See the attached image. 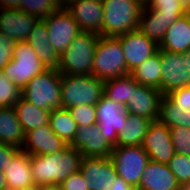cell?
<instances>
[{
    "mask_svg": "<svg viewBox=\"0 0 190 190\" xmlns=\"http://www.w3.org/2000/svg\"><path fill=\"white\" fill-rule=\"evenodd\" d=\"M82 157V154L70 145L57 153L30 155L34 184L59 186L67 177L80 170Z\"/></svg>",
    "mask_w": 190,
    "mask_h": 190,
    "instance_id": "cell-1",
    "label": "cell"
},
{
    "mask_svg": "<svg viewBox=\"0 0 190 190\" xmlns=\"http://www.w3.org/2000/svg\"><path fill=\"white\" fill-rule=\"evenodd\" d=\"M103 22L100 36L117 37L138 29L141 0H103Z\"/></svg>",
    "mask_w": 190,
    "mask_h": 190,
    "instance_id": "cell-2",
    "label": "cell"
},
{
    "mask_svg": "<svg viewBox=\"0 0 190 190\" xmlns=\"http://www.w3.org/2000/svg\"><path fill=\"white\" fill-rule=\"evenodd\" d=\"M99 34L82 31L60 55L57 67L61 75H92L94 52Z\"/></svg>",
    "mask_w": 190,
    "mask_h": 190,
    "instance_id": "cell-3",
    "label": "cell"
},
{
    "mask_svg": "<svg viewBox=\"0 0 190 190\" xmlns=\"http://www.w3.org/2000/svg\"><path fill=\"white\" fill-rule=\"evenodd\" d=\"M104 83L94 75H61L62 107L96 105L104 94Z\"/></svg>",
    "mask_w": 190,
    "mask_h": 190,
    "instance_id": "cell-4",
    "label": "cell"
},
{
    "mask_svg": "<svg viewBox=\"0 0 190 190\" xmlns=\"http://www.w3.org/2000/svg\"><path fill=\"white\" fill-rule=\"evenodd\" d=\"M61 94V74L54 68L36 75L21 90L23 99L46 111L62 107Z\"/></svg>",
    "mask_w": 190,
    "mask_h": 190,
    "instance_id": "cell-5",
    "label": "cell"
},
{
    "mask_svg": "<svg viewBox=\"0 0 190 190\" xmlns=\"http://www.w3.org/2000/svg\"><path fill=\"white\" fill-rule=\"evenodd\" d=\"M128 74L120 40L117 37L99 36L94 52L92 75L107 81Z\"/></svg>",
    "mask_w": 190,
    "mask_h": 190,
    "instance_id": "cell-6",
    "label": "cell"
},
{
    "mask_svg": "<svg viewBox=\"0 0 190 190\" xmlns=\"http://www.w3.org/2000/svg\"><path fill=\"white\" fill-rule=\"evenodd\" d=\"M47 69L31 46L26 41H20L15 42L12 59L2 71L22 90L36 75Z\"/></svg>",
    "mask_w": 190,
    "mask_h": 190,
    "instance_id": "cell-7",
    "label": "cell"
},
{
    "mask_svg": "<svg viewBox=\"0 0 190 190\" xmlns=\"http://www.w3.org/2000/svg\"><path fill=\"white\" fill-rule=\"evenodd\" d=\"M110 159L118 176L135 188L138 187L146 165L150 161L141 145L116 146L112 150Z\"/></svg>",
    "mask_w": 190,
    "mask_h": 190,
    "instance_id": "cell-8",
    "label": "cell"
},
{
    "mask_svg": "<svg viewBox=\"0 0 190 190\" xmlns=\"http://www.w3.org/2000/svg\"><path fill=\"white\" fill-rule=\"evenodd\" d=\"M161 59V93L170 92L190 86V75L187 53H176L160 50Z\"/></svg>",
    "mask_w": 190,
    "mask_h": 190,
    "instance_id": "cell-9",
    "label": "cell"
},
{
    "mask_svg": "<svg viewBox=\"0 0 190 190\" xmlns=\"http://www.w3.org/2000/svg\"><path fill=\"white\" fill-rule=\"evenodd\" d=\"M43 20L48 30L51 45L59 55L82 32L78 23L64 6H61L56 12L50 14Z\"/></svg>",
    "mask_w": 190,
    "mask_h": 190,
    "instance_id": "cell-10",
    "label": "cell"
},
{
    "mask_svg": "<svg viewBox=\"0 0 190 190\" xmlns=\"http://www.w3.org/2000/svg\"><path fill=\"white\" fill-rule=\"evenodd\" d=\"M96 112L97 126L100 132L113 148L116 147L117 134L123 131L128 117V113L124 110V106L103 95L96 104Z\"/></svg>",
    "mask_w": 190,
    "mask_h": 190,
    "instance_id": "cell-11",
    "label": "cell"
},
{
    "mask_svg": "<svg viewBox=\"0 0 190 190\" xmlns=\"http://www.w3.org/2000/svg\"><path fill=\"white\" fill-rule=\"evenodd\" d=\"M80 171L88 190H110L118 177L110 157H82Z\"/></svg>",
    "mask_w": 190,
    "mask_h": 190,
    "instance_id": "cell-12",
    "label": "cell"
},
{
    "mask_svg": "<svg viewBox=\"0 0 190 190\" xmlns=\"http://www.w3.org/2000/svg\"><path fill=\"white\" fill-rule=\"evenodd\" d=\"M141 146L153 162L168 164L175 155L169 127L158 120L149 124Z\"/></svg>",
    "mask_w": 190,
    "mask_h": 190,
    "instance_id": "cell-13",
    "label": "cell"
},
{
    "mask_svg": "<svg viewBox=\"0 0 190 190\" xmlns=\"http://www.w3.org/2000/svg\"><path fill=\"white\" fill-rule=\"evenodd\" d=\"M117 38L120 40L129 74L159 49V45L138 29L119 35Z\"/></svg>",
    "mask_w": 190,
    "mask_h": 190,
    "instance_id": "cell-14",
    "label": "cell"
},
{
    "mask_svg": "<svg viewBox=\"0 0 190 190\" xmlns=\"http://www.w3.org/2000/svg\"><path fill=\"white\" fill-rule=\"evenodd\" d=\"M162 97L160 90L136 82L131 90L130 103L125 104L124 110L157 121Z\"/></svg>",
    "mask_w": 190,
    "mask_h": 190,
    "instance_id": "cell-15",
    "label": "cell"
},
{
    "mask_svg": "<svg viewBox=\"0 0 190 190\" xmlns=\"http://www.w3.org/2000/svg\"><path fill=\"white\" fill-rule=\"evenodd\" d=\"M69 145L77 149L83 157H110L113 150L97 124L78 127Z\"/></svg>",
    "mask_w": 190,
    "mask_h": 190,
    "instance_id": "cell-16",
    "label": "cell"
},
{
    "mask_svg": "<svg viewBox=\"0 0 190 190\" xmlns=\"http://www.w3.org/2000/svg\"><path fill=\"white\" fill-rule=\"evenodd\" d=\"M64 7L71 13L82 31L100 34L103 4L98 0H69Z\"/></svg>",
    "mask_w": 190,
    "mask_h": 190,
    "instance_id": "cell-17",
    "label": "cell"
},
{
    "mask_svg": "<svg viewBox=\"0 0 190 190\" xmlns=\"http://www.w3.org/2000/svg\"><path fill=\"white\" fill-rule=\"evenodd\" d=\"M68 144L57 136L50 125L29 130L25 134L22 151L29 155H47L64 150Z\"/></svg>",
    "mask_w": 190,
    "mask_h": 190,
    "instance_id": "cell-18",
    "label": "cell"
},
{
    "mask_svg": "<svg viewBox=\"0 0 190 190\" xmlns=\"http://www.w3.org/2000/svg\"><path fill=\"white\" fill-rule=\"evenodd\" d=\"M38 20L20 9L2 8L0 32L14 42L26 41Z\"/></svg>",
    "mask_w": 190,
    "mask_h": 190,
    "instance_id": "cell-19",
    "label": "cell"
},
{
    "mask_svg": "<svg viewBox=\"0 0 190 190\" xmlns=\"http://www.w3.org/2000/svg\"><path fill=\"white\" fill-rule=\"evenodd\" d=\"M176 176L167 164L149 161L136 190H180Z\"/></svg>",
    "mask_w": 190,
    "mask_h": 190,
    "instance_id": "cell-20",
    "label": "cell"
},
{
    "mask_svg": "<svg viewBox=\"0 0 190 190\" xmlns=\"http://www.w3.org/2000/svg\"><path fill=\"white\" fill-rule=\"evenodd\" d=\"M26 42L36 52L38 58L47 68L57 69L60 62V55L51 45L48 30L43 19H39L36 22Z\"/></svg>",
    "mask_w": 190,
    "mask_h": 190,
    "instance_id": "cell-21",
    "label": "cell"
},
{
    "mask_svg": "<svg viewBox=\"0 0 190 190\" xmlns=\"http://www.w3.org/2000/svg\"><path fill=\"white\" fill-rule=\"evenodd\" d=\"M160 50L186 53L190 49V15L184 14L169 26L159 45Z\"/></svg>",
    "mask_w": 190,
    "mask_h": 190,
    "instance_id": "cell-22",
    "label": "cell"
},
{
    "mask_svg": "<svg viewBox=\"0 0 190 190\" xmlns=\"http://www.w3.org/2000/svg\"><path fill=\"white\" fill-rule=\"evenodd\" d=\"M5 174L7 190H21L34 184L30 167V155L20 151L8 165Z\"/></svg>",
    "mask_w": 190,
    "mask_h": 190,
    "instance_id": "cell-23",
    "label": "cell"
},
{
    "mask_svg": "<svg viewBox=\"0 0 190 190\" xmlns=\"http://www.w3.org/2000/svg\"><path fill=\"white\" fill-rule=\"evenodd\" d=\"M179 18L161 16L157 10L150 7H142L138 30L157 45H160L169 26Z\"/></svg>",
    "mask_w": 190,
    "mask_h": 190,
    "instance_id": "cell-24",
    "label": "cell"
},
{
    "mask_svg": "<svg viewBox=\"0 0 190 190\" xmlns=\"http://www.w3.org/2000/svg\"><path fill=\"white\" fill-rule=\"evenodd\" d=\"M25 134L14 107H0V143L22 149Z\"/></svg>",
    "mask_w": 190,
    "mask_h": 190,
    "instance_id": "cell-25",
    "label": "cell"
},
{
    "mask_svg": "<svg viewBox=\"0 0 190 190\" xmlns=\"http://www.w3.org/2000/svg\"><path fill=\"white\" fill-rule=\"evenodd\" d=\"M24 132L49 125V115L51 111L38 108L33 103L22 97L13 106Z\"/></svg>",
    "mask_w": 190,
    "mask_h": 190,
    "instance_id": "cell-26",
    "label": "cell"
},
{
    "mask_svg": "<svg viewBox=\"0 0 190 190\" xmlns=\"http://www.w3.org/2000/svg\"><path fill=\"white\" fill-rule=\"evenodd\" d=\"M152 121L144 116L129 114L123 131L117 134L116 146H139Z\"/></svg>",
    "mask_w": 190,
    "mask_h": 190,
    "instance_id": "cell-27",
    "label": "cell"
},
{
    "mask_svg": "<svg viewBox=\"0 0 190 190\" xmlns=\"http://www.w3.org/2000/svg\"><path fill=\"white\" fill-rule=\"evenodd\" d=\"M161 68L160 49H158L155 54L133 69L130 75L138 84L161 91Z\"/></svg>",
    "mask_w": 190,
    "mask_h": 190,
    "instance_id": "cell-28",
    "label": "cell"
},
{
    "mask_svg": "<svg viewBox=\"0 0 190 190\" xmlns=\"http://www.w3.org/2000/svg\"><path fill=\"white\" fill-rule=\"evenodd\" d=\"M158 121L171 127L190 128V109L184 106H175L166 96L160 101Z\"/></svg>",
    "mask_w": 190,
    "mask_h": 190,
    "instance_id": "cell-29",
    "label": "cell"
},
{
    "mask_svg": "<svg viewBox=\"0 0 190 190\" xmlns=\"http://www.w3.org/2000/svg\"><path fill=\"white\" fill-rule=\"evenodd\" d=\"M49 125L52 131L68 145L73 141L78 129L77 123L71 117L67 108H57L49 115Z\"/></svg>",
    "mask_w": 190,
    "mask_h": 190,
    "instance_id": "cell-30",
    "label": "cell"
},
{
    "mask_svg": "<svg viewBox=\"0 0 190 190\" xmlns=\"http://www.w3.org/2000/svg\"><path fill=\"white\" fill-rule=\"evenodd\" d=\"M135 83L136 80L130 74L107 80L104 83L103 95L125 106L130 103L131 90Z\"/></svg>",
    "mask_w": 190,
    "mask_h": 190,
    "instance_id": "cell-31",
    "label": "cell"
},
{
    "mask_svg": "<svg viewBox=\"0 0 190 190\" xmlns=\"http://www.w3.org/2000/svg\"><path fill=\"white\" fill-rule=\"evenodd\" d=\"M61 6L56 0H21L18 9L37 19H44L56 12Z\"/></svg>",
    "mask_w": 190,
    "mask_h": 190,
    "instance_id": "cell-32",
    "label": "cell"
},
{
    "mask_svg": "<svg viewBox=\"0 0 190 190\" xmlns=\"http://www.w3.org/2000/svg\"><path fill=\"white\" fill-rule=\"evenodd\" d=\"M167 165L180 186L187 188L190 185V156L175 153Z\"/></svg>",
    "mask_w": 190,
    "mask_h": 190,
    "instance_id": "cell-33",
    "label": "cell"
},
{
    "mask_svg": "<svg viewBox=\"0 0 190 190\" xmlns=\"http://www.w3.org/2000/svg\"><path fill=\"white\" fill-rule=\"evenodd\" d=\"M143 7L157 10L159 15L165 17H181L186 14L181 0H145Z\"/></svg>",
    "mask_w": 190,
    "mask_h": 190,
    "instance_id": "cell-34",
    "label": "cell"
},
{
    "mask_svg": "<svg viewBox=\"0 0 190 190\" xmlns=\"http://www.w3.org/2000/svg\"><path fill=\"white\" fill-rule=\"evenodd\" d=\"M21 98L19 89L8 76L0 71V107H13Z\"/></svg>",
    "mask_w": 190,
    "mask_h": 190,
    "instance_id": "cell-35",
    "label": "cell"
},
{
    "mask_svg": "<svg viewBox=\"0 0 190 190\" xmlns=\"http://www.w3.org/2000/svg\"><path fill=\"white\" fill-rule=\"evenodd\" d=\"M68 110L78 127L97 124L96 105H78Z\"/></svg>",
    "mask_w": 190,
    "mask_h": 190,
    "instance_id": "cell-36",
    "label": "cell"
},
{
    "mask_svg": "<svg viewBox=\"0 0 190 190\" xmlns=\"http://www.w3.org/2000/svg\"><path fill=\"white\" fill-rule=\"evenodd\" d=\"M169 130L175 153L190 156V128L177 126Z\"/></svg>",
    "mask_w": 190,
    "mask_h": 190,
    "instance_id": "cell-37",
    "label": "cell"
},
{
    "mask_svg": "<svg viewBox=\"0 0 190 190\" xmlns=\"http://www.w3.org/2000/svg\"><path fill=\"white\" fill-rule=\"evenodd\" d=\"M15 42L0 32V71L10 62Z\"/></svg>",
    "mask_w": 190,
    "mask_h": 190,
    "instance_id": "cell-38",
    "label": "cell"
},
{
    "mask_svg": "<svg viewBox=\"0 0 190 190\" xmlns=\"http://www.w3.org/2000/svg\"><path fill=\"white\" fill-rule=\"evenodd\" d=\"M61 190H88L82 172L79 170L67 177L59 185Z\"/></svg>",
    "mask_w": 190,
    "mask_h": 190,
    "instance_id": "cell-39",
    "label": "cell"
},
{
    "mask_svg": "<svg viewBox=\"0 0 190 190\" xmlns=\"http://www.w3.org/2000/svg\"><path fill=\"white\" fill-rule=\"evenodd\" d=\"M166 97L175 106H184L190 109V86L174 90L167 94Z\"/></svg>",
    "mask_w": 190,
    "mask_h": 190,
    "instance_id": "cell-40",
    "label": "cell"
},
{
    "mask_svg": "<svg viewBox=\"0 0 190 190\" xmlns=\"http://www.w3.org/2000/svg\"><path fill=\"white\" fill-rule=\"evenodd\" d=\"M21 151L12 145L0 143V171L6 170V166Z\"/></svg>",
    "mask_w": 190,
    "mask_h": 190,
    "instance_id": "cell-41",
    "label": "cell"
},
{
    "mask_svg": "<svg viewBox=\"0 0 190 190\" xmlns=\"http://www.w3.org/2000/svg\"><path fill=\"white\" fill-rule=\"evenodd\" d=\"M110 190H136V188L118 176Z\"/></svg>",
    "mask_w": 190,
    "mask_h": 190,
    "instance_id": "cell-42",
    "label": "cell"
},
{
    "mask_svg": "<svg viewBox=\"0 0 190 190\" xmlns=\"http://www.w3.org/2000/svg\"><path fill=\"white\" fill-rule=\"evenodd\" d=\"M21 0H0L2 8L18 9Z\"/></svg>",
    "mask_w": 190,
    "mask_h": 190,
    "instance_id": "cell-43",
    "label": "cell"
},
{
    "mask_svg": "<svg viewBox=\"0 0 190 190\" xmlns=\"http://www.w3.org/2000/svg\"><path fill=\"white\" fill-rule=\"evenodd\" d=\"M0 190H7L5 174L0 171Z\"/></svg>",
    "mask_w": 190,
    "mask_h": 190,
    "instance_id": "cell-44",
    "label": "cell"
},
{
    "mask_svg": "<svg viewBox=\"0 0 190 190\" xmlns=\"http://www.w3.org/2000/svg\"><path fill=\"white\" fill-rule=\"evenodd\" d=\"M181 2L186 13L190 12V0H181Z\"/></svg>",
    "mask_w": 190,
    "mask_h": 190,
    "instance_id": "cell-45",
    "label": "cell"
},
{
    "mask_svg": "<svg viewBox=\"0 0 190 190\" xmlns=\"http://www.w3.org/2000/svg\"><path fill=\"white\" fill-rule=\"evenodd\" d=\"M21 190H42V186L33 184V185L28 186V187L21 189Z\"/></svg>",
    "mask_w": 190,
    "mask_h": 190,
    "instance_id": "cell-46",
    "label": "cell"
},
{
    "mask_svg": "<svg viewBox=\"0 0 190 190\" xmlns=\"http://www.w3.org/2000/svg\"><path fill=\"white\" fill-rule=\"evenodd\" d=\"M42 190H61L59 186H42Z\"/></svg>",
    "mask_w": 190,
    "mask_h": 190,
    "instance_id": "cell-47",
    "label": "cell"
},
{
    "mask_svg": "<svg viewBox=\"0 0 190 190\" xmlns=\"http://www.w3.org/2000/svg\"><path fill=\"white\" fill-rule=\"evenodd\" d=\"M186 53H187V60H188V67H189V75H190V49H189Z\"/></svg>",
    "mask_w": 190,
    "mask_h": 190,
    "instance_id": "cell-48",
    "label": "cell"
},
{
    "mask_svg": "<svg viewBox=\"0 0 190 190\" xmlns=\"http://www.w3.org/2000/svg\"><path fill=\"white\" fill-rule=\"evenodd\" d=\"M59 2L62 6H64L69 0H56Z\"/></svg>",
    "mask_w": 190,
    "mask_h": 190,
    "instance_id": "cell-49",
    "label": "cell"
}]
</instances>
